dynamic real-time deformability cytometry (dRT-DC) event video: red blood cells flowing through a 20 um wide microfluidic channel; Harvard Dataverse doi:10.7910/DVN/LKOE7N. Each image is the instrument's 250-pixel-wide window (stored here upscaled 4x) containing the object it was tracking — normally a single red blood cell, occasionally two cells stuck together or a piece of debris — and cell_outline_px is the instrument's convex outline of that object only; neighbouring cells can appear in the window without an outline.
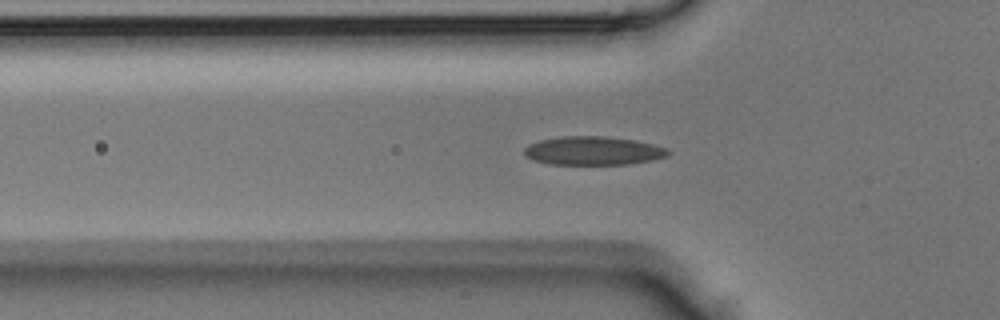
{"species": "Egyptian fruit bat (a non-hibernating species)", "species_latin": "Rousettus aegyptiacus", "temperature_condition": "room temperature", "stored_images_in_passage": 39, "camera_frame_rate_fps": 3000, "um_per_image_px": 0.085, "animal": {"sex": "male"}, "frame": {"image": 1, "passage_image": 13, "time_ms": 4.0, "image_size_px": [1000, 320], "cell_outline_px": [[672, 152], [668, 156], [652, 160], [628, 164], [548, 164], [532, 160], [524, 152], [524, 148], [528, 144], [540, 140], [564, 136], [604, 136], [636, 140], [668, 148]], "centroid_in_image_um": [50.45, 12.81], "position_along_channel_um": 75.4, "area_um2": 24.04}}
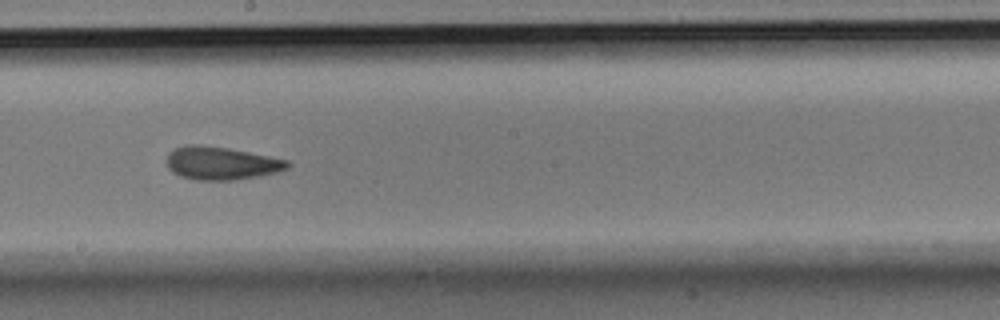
{"frame": {"image": 2, "passage_image": 23, "time_ms": 7.333, "image_size_px": [1000, 320], "cell_outline_px": [[292, 164], [288, 168], [276, 172], [260, 176], [232, 180], [196, 180], [180, 176], [172, 172], [168, 168], [168, 152], [176, 148], [188, 144], [200, 144], [228, 148], [288, 160]], "centroid_in_image_um": [18.81, 13.87], "position_along_channel_um": 229.4, "area_um2": 23.24}}
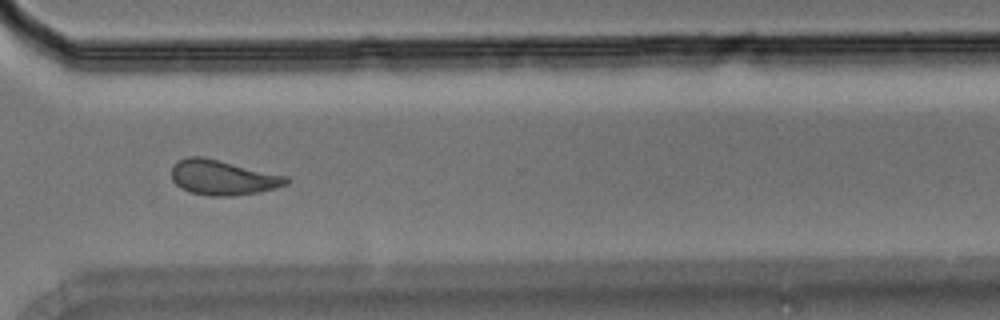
{"frame": {"image": 3, "passage_image": 31, "time_ms": 10.0, "image_size_px": [1000, 320], "cell_outline_px": [[288, 184], [276, 188], [260, 192], [232, 196], [208, 196], [188, 192], [180, 188], [172, 180], [172, 164], [176, 160], [188, 156], [200, 156], [288, 176]], "centroid_in_image_um": [18.9, 15.1], "position_along_channel_um": 351.7, "area_um2": 23.52}}